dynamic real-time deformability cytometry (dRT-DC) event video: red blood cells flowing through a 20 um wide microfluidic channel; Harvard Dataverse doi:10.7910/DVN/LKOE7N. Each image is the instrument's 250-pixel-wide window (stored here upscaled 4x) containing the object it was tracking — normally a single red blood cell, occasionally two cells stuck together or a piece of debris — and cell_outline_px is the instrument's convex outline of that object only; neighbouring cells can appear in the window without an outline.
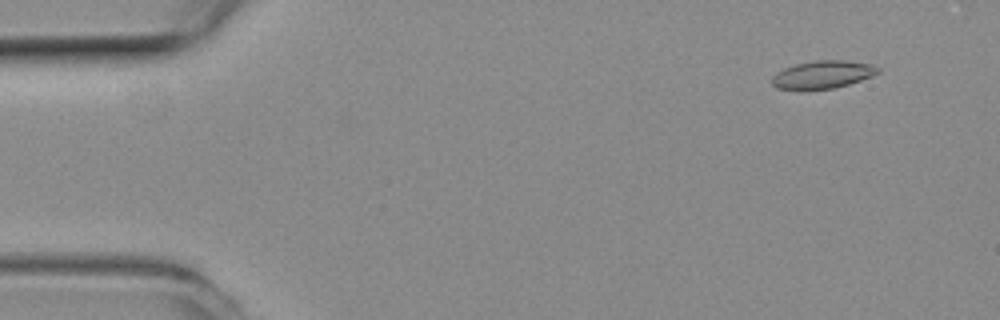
{"species": "common noctule bat (a hibernating species)", "species_latin": "Nyctalus noctula", "temperature_condition": "room temperature", "stored_images_in_passage": 53, "camera_frame_rate_fps": 3000, "um_per_image_px": 0.085, "animal": {"sex": "female", "body_mass_g": 19.3, "forearm_length_mm": 54.1}, "frame": {"image": 1, "passage_image": 4, "time_ms": 1.0, "image_size_px": [1000, 320], "cell_outline_px": [[880, 72], [872, 76], [848, 84], [832, 88], [776, 88], [772, 84], [772, 76], [776, 72], [784, 68], [796, 64], [816, 60], [844, 60], [868, 64], [880, 68]], "centroid_in_image_um": [69.93, 6.31], "position_along_channel_um": 15.1, "area_um2": 16.7}}
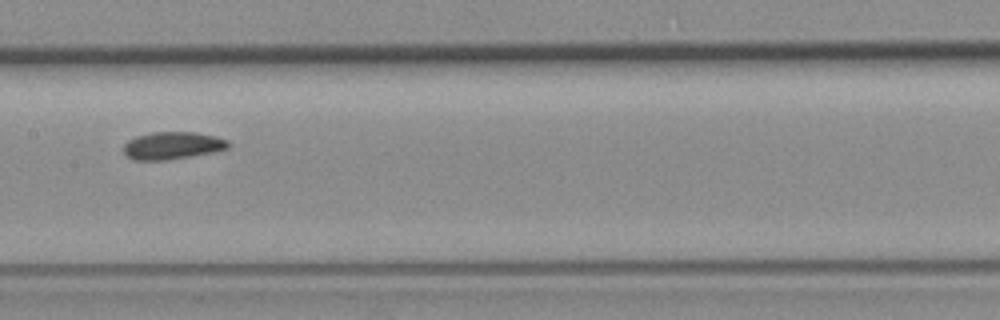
{"frame": {"image": 2, "passage_image": 26, "time_ms": 8.333, "image_size_px": [1000, 320], "cell_outline_px": [[228, 148], [188, 156], [164, 160], [132, 160], [124, 152], [124, 144], [128, 140], [136, 136], [152, 132], [196, 132], [216, 136], [228, 140]], "centroid_in_image_um": [14.61, 12.35], "position_along_channel_um": 192.8, "area_um2": 16.47}}
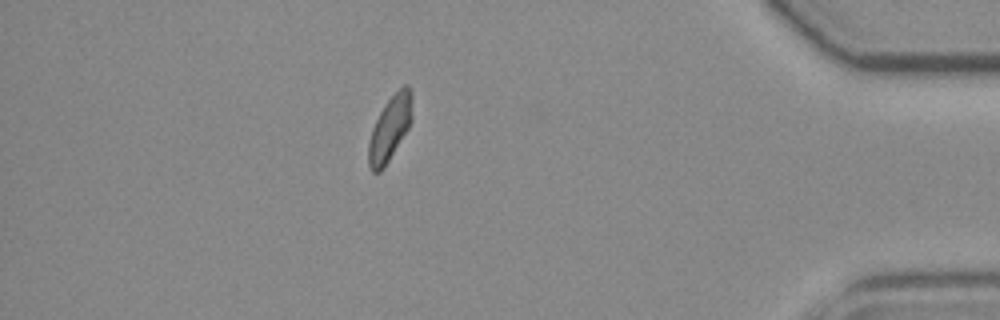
{"frame": {"image": 3, "passage_image": 46, "time_ms": 15.0, "image_size_px": [1000, 320], "cell_outline_px": [[412, 120], [408, 128], [384, 168], [380, 172], [372, 172], [368, 168], [368, 144], [372, 128], [380, 112], [388, 100], [404, 84], [408, 84], [412, 92]], "centroid_in_image_um": [33.14, 10.92], "position_along_channel_um": 402.1, "area_um2": 16.42}, "authors_computed_cell_mechanics": {"area_um2": 16.6464, "velocity_mm_per_s": 3.8471, "shape_relaxation_time_tau1_ms": 5.807, "shape_relaxation_time_tau2_ms": 3.3978, "deformation_change_tau1": 0.1184, "deformation_change_tau2": 0.0726}}